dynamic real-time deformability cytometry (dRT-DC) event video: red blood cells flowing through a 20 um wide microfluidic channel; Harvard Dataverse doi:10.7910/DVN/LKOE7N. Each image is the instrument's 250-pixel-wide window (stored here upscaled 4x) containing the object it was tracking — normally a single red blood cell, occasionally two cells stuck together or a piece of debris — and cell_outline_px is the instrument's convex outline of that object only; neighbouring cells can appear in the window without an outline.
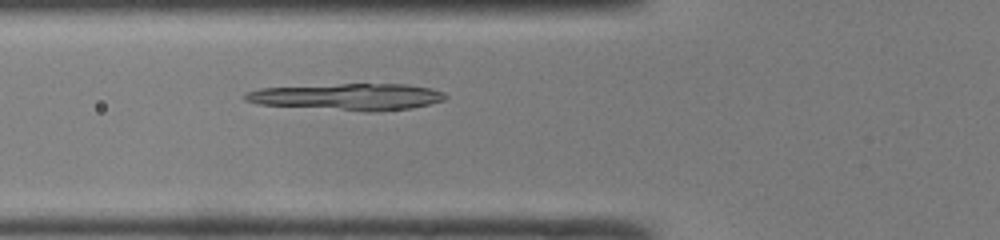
{"species": "common noctule bat (a hibernating species)", "species_latin": "Nyctalus noctula", "temperature_condition": "room temperature", "stored_images_in_passage": 21, "camera_frame_rate_fps": 3000, "um_per_image_px": 0.085, "animal": {"sex": "male", "body_mass_g": 19.0, "forearm_length_mm": 50.8}, "frame": {"image": 1, "passage_image": 3, "time_ms": 0.667, "image_size_px": [1000, 240], "cell_outline_px": [[448, 96], [444, 100], [428, 104], [408, 108], [368, 112], [364, 112], [256, 104], [244, 100], [244, 92], [260, 88], [340, 84], [408, 84], [428, 88], [444, 92]], "centroid_in_image_um": [29.51, 8.23], "position_along_channel_um": 96.3, "area_um2": 31.15}}
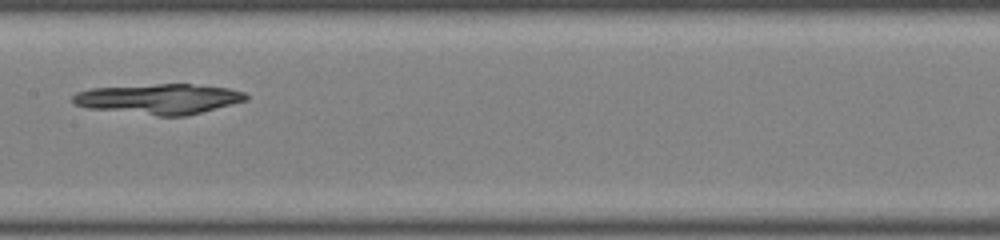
{"frame": {"image": 2, "passage_image": 10, "time_ms": 3.0, "image_size_px": [1000, 240], "cell_outline_px": [[248, 100], [184, 116], [156, 116], [88, 108], [76, 104], [72, 100], [72, 96], [76, 92], [92, 88], [156, 84], [192, 84], [228, 88], [244, 92], [248, 96]], "centroid_in_image_um": [13.51, 8.41], "position_along_channel_um": 193.9, "area_um2": 30.35}}
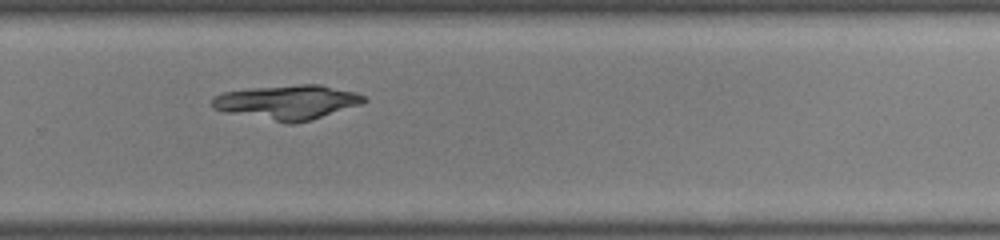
{"frame": {"image": 3, "passage_image": 18, "time_ms": 5.667, "image_size_px": [1000, 240], "cell_outline_px": [[368, 100], [364, 104], [308, 120], [292, 124], [288, 124], [224, 112], [212, 108], [212, 96], [224, 92], [248, 88], [300, 84], [320, 84], [356, 92], [364, 96]], "centroid_in_image_um": [24.42, 8.68], "position_along_channel_um": 305.4, "area_um2": 30.69}}